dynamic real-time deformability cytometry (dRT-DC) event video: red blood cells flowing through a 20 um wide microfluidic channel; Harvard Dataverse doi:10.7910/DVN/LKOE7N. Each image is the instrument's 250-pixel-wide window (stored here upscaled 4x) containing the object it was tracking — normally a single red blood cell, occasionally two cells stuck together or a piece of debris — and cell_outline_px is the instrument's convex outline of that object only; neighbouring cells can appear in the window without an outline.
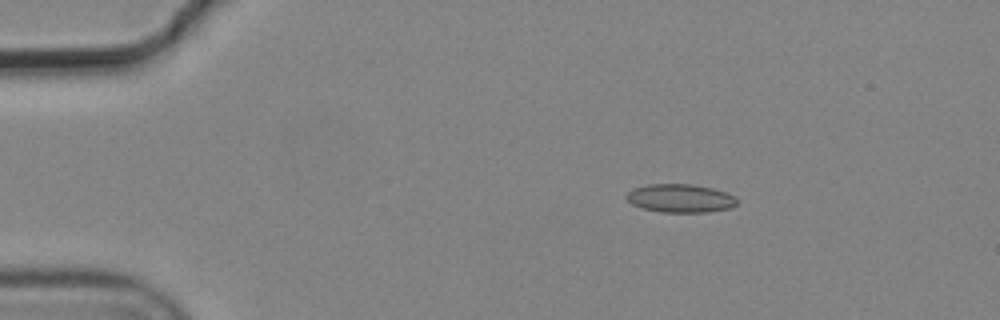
{"species": "common noctule bat (a hibernating species)", "species_latin": "Nyctalus noctula", "temperature_condition": "cold", "stored_images_in_passage": 4, "camera_frame_rate_fps": 3000, "um_per_image_px": 0.085, "animal": {"sex": "male", "body_mass_g": 19.2, "forearm_length_mm": 51.8}, "frame": {"image": 1, "passage_image": 3, "time_ms": 0.667, "image_size_px": [1000, 320], "cell_outline_px": [[736, 204], [732, 208], [708, 212], [660, 212], [644, 208], [632, 204], [624, 196], [632, 188], [648, 184], [692, 184], [712, 188], [736, 196]], "centroid_in_image_um": [57.82, 16.85], "position_along_channel_um": 27.2, "area_um2": 18.32}}